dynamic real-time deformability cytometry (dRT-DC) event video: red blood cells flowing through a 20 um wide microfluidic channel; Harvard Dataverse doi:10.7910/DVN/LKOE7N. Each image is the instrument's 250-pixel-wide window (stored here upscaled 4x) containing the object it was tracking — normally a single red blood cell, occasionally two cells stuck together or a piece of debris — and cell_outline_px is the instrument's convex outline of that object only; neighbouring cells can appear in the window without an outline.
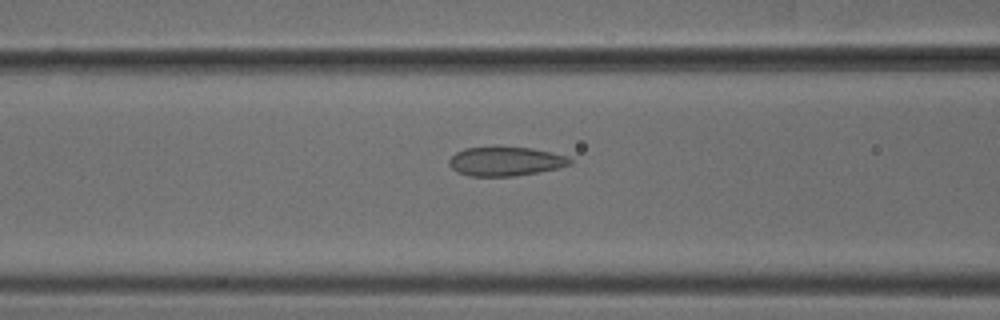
{"species": "common noctule bat (a hibernating species)", "species_latin": "Nyctalus noctula", "temperature_condition": "cold", "stored_images_in_passage": 35, "camera_frame_rate_fps": 3000, "um_per_image_px": 0.085, "animal": {"sex": "male", "body_mass_g": 18.8}, "frame": {"image": 1, "passage_image": 13, "time_ms": 4.0, "image_size_px": [1000, 320], "cell_outline_px": [[572, 164], [556, 168], [516, 176], [468, 176], [456, 172], [448, 164], [448, 160], [456, 152], [464, 148], [496, 144], [532, 148], [552, 152], [568, 156], [572, 160]], "centroid_in_image_um": [42.92, 13.67], "position_along_channel_um": 123.7, "area_um2": 21.27}}
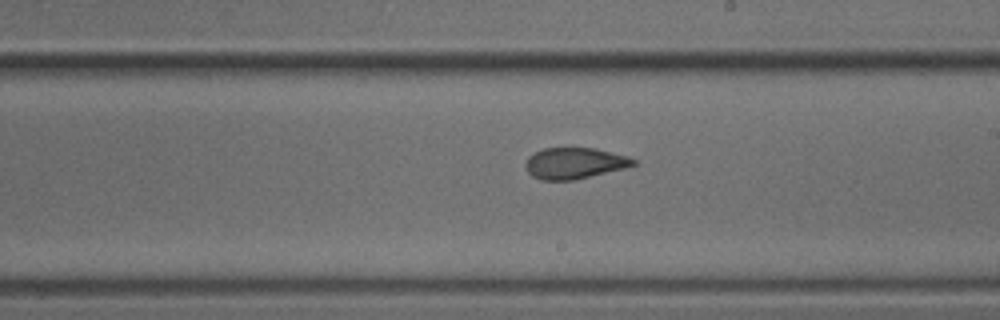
{"frame": {"image": 2, "passage_image": 22, "time_ms": 7.0, "image_size_px": [1000, 320], "cell_outline_px": [[636, 164], [624, 168], [576, 180], [540, 180], [532, 176], [528, 172], [524, 164], [528, 156], [544, 148], [596, 148], [628, 156], [636, 160]], "centroid_in_image_um": [48.82, 13.88], "position_along_channel_um": 240.2, "area_um2": 19.65}}
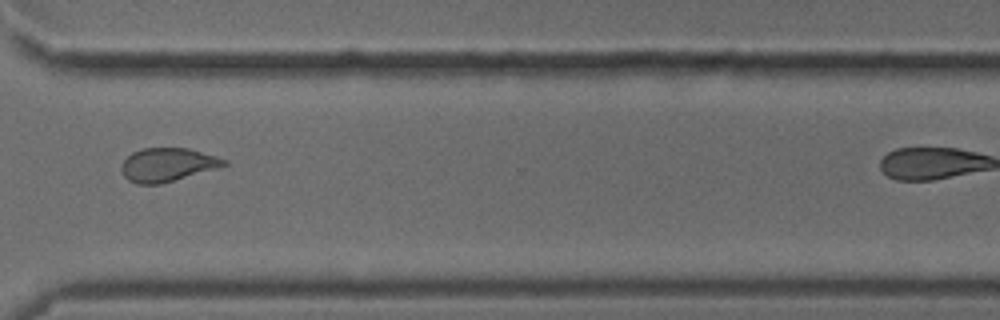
{"frame": {"image": 3, "passage_image": 31, "time_ms": 10.0, "image_size_px": [1000, 320], "cell_outline_px": [[228, 164], [216, 168], [160, 184], [136, 184], [128, 180], [124, 176], [120, 168], [120, 164], [132, 152], [144, 148], [188, 148], [216, 156], [228, 160]], "centroid_in_image_um": [14.2, 14.0], "position_along_channel_um": 356.4, "area_um2": 19.94}}